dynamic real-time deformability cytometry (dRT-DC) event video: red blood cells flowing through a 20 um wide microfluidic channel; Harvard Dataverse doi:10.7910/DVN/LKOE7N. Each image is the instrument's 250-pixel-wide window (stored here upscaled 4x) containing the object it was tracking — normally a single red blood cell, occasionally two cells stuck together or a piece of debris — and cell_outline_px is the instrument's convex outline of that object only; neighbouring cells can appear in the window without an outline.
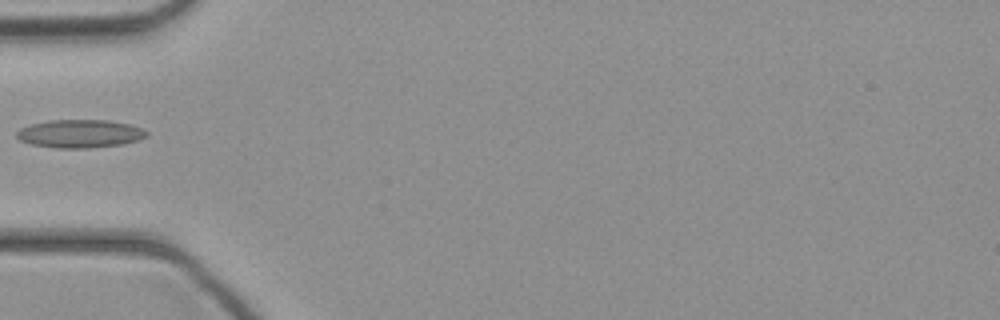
{"species": "common noctule bat (a hibernating species)", "species_latin": "Nyctalus noctula", "temperature_condition": "cold", "stored_images_in_passage": 26, "camera_frame_rate_fps": 3000, "um_per_image_px": 0.085, "animal": {"sex": "female", "body_mass_g": 21.9}, "frame": {"image": 1, "passage_image": 1, "time_ms": 0.0, "image_size_px": [1000, 320], "cell_outline_px": [[148, 136], [140, 140], [124, 144], [88, 148], [56, 148], [32, 144], [20, 140], [16, 136], [16, 132], [20, 128], [28, 124], [52, 120], [108, 120], [128, 124], [140, 128], [148, 132]], "centroid_in_image_um": [6.79, 11.36], "position_along_channel_um": 78.2, "area_um2": 21.39}}
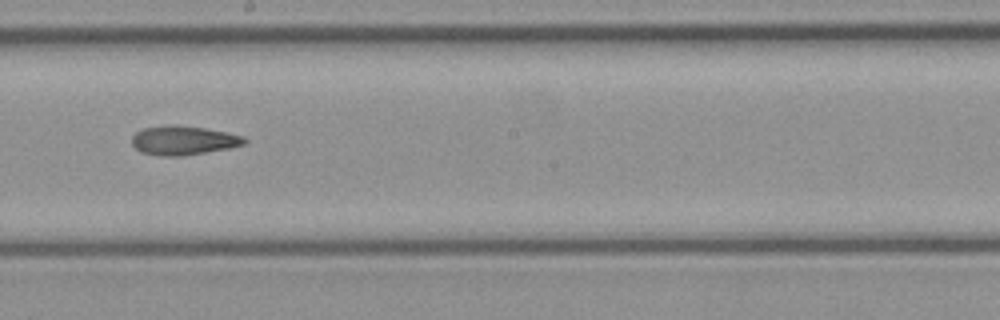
{"frame": {"image": 2, "passage_image": 11, "time_ms": 3.333, "image_size_px": [1000, 320], "cell_outline_px": [[248, 140], [244, 144], [232, 148], [184, 156], [160, 156], [140, 152], [132, 144], [132, 136], [136, 132], [144, 128], [204, 128], [228, 132], [244, 136]], "centroid_in_image_um": [15.66, 11.99], "position_along_channel_um": 232.5, "area_um2": 18.44}}
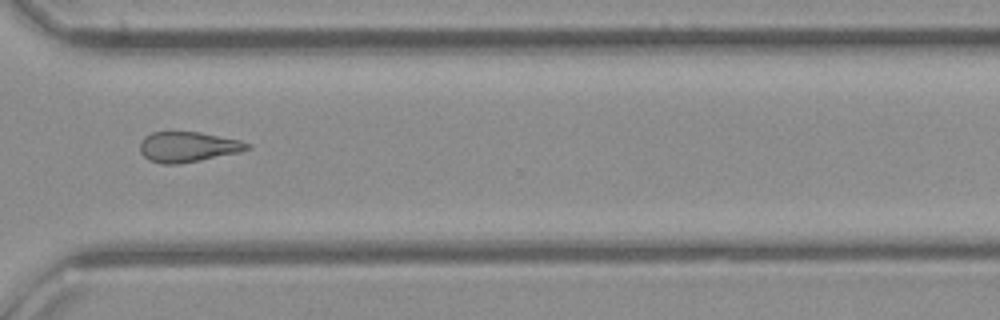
{"frame": {"image": 3, "passage_image": 19, "time_ms": 6.0, "image_size_px": [1000, 320], "cell_outline_px": [[252, 148], [240, 152], [180, 164], [160, 164], [148, 160], [140, 152], [140, 140], [144, 136], [152, 132], [200, 132], [240, 140], [252, 144]], "centroid_in_image_um": [15.97, 12.49], "position_along_channel_um": 354.6, "area_um2": 19.13}}